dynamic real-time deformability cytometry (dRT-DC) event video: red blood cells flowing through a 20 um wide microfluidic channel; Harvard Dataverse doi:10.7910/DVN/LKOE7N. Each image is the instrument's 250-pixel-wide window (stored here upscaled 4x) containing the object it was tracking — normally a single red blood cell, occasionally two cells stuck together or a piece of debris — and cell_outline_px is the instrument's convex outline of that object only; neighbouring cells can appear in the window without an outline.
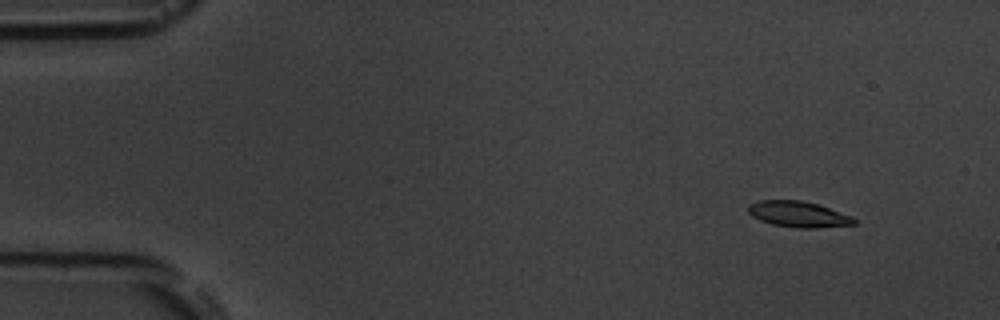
{"species": "common noctule bat (a hibernating species)", "species_latin": "Nyctalus noctula", "temperature_condition": "room temperature", "stored_images_in_passage": 5, "camera_frame_rate_fps": 3000, "um_per_image_px": 0.085, "animal": {"sex": "male", "body_mass_g": 19.5, "forearm_length_mm": 54.6}, "frame": {"image": 1, "passage_image": 2, "time_ms": 1.0, "image_size_px": [1000, 320], "cell_outline_px": [[856, 224], [812, 228], [800, 228], [772, 224], [760, 220], [752, 216], [748, 212], [748, 204], [760, 200], [800, 200], [816, 204], [852, 216], [856, 220]], "centroid_in_image_um": [67.83, 18.2], "position_along_channel_um": 17.2, "area_um2": 15.78}}
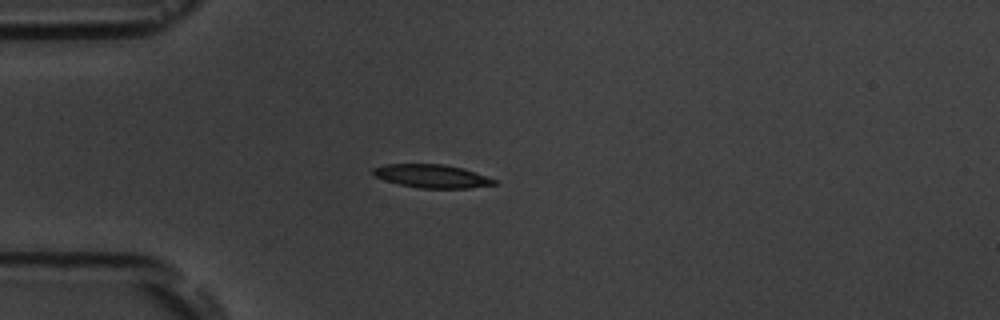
{"frame": {"image": 2, "passage_image": 5, "time_ms": 4.333, "image_size_px": [1000, 320], "cell_outline_px": [[496, 184], [468, 188], [420, 188], [400, 184], [384, 180], [376, 176], [372, 172], [372, 168], [384, 164], [444, 164], [464, 168], [496, 180]], "centroid_in_image_um": [36.69, 14.96], "position_along_channel_um": 48.3, "area_um2": 16.36}}